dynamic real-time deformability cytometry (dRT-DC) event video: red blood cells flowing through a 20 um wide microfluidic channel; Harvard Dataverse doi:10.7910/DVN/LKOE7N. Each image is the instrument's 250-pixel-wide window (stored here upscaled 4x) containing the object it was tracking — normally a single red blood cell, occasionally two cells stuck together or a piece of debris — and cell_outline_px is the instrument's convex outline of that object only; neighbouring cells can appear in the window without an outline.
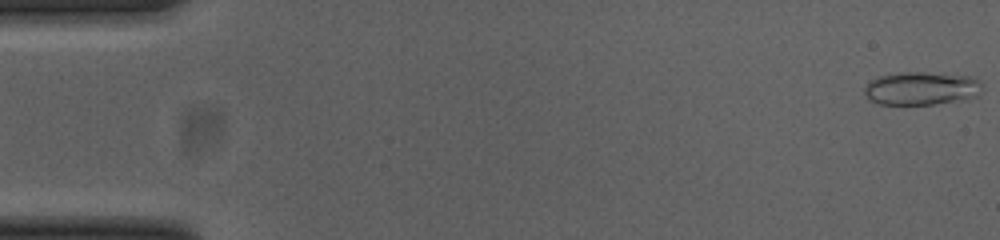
{"species": "common noctule bat (a hibernating species)", "species_latin": "Nyctalus noctula", "temperature_condition": "cold", "stored_images_in_passage": 52, "camera_frame_rate_fps": 3000, "um_per_image_px": 0.085, "animal": {"sex": "female", "body_mass_g": 23.0, "forearm_length_mm": 53.4}, "frame": {"image": 1, "passage_image": 1, "time_ms": 0.0, "image_size_px": [1000, 240], "cell_outline_px": [[984, 88], [976, 96], [960, 100], [932, 104], [880, 104], [868, 100], [864, 92], [864, 88], [872, 80], [880, 76], [900, 72], [924, 72], [972, 76]], "centroid_in_image_um": [78.31, 7.51], "position_along_channel_um": 6.7, "area_um2": 22.66}}
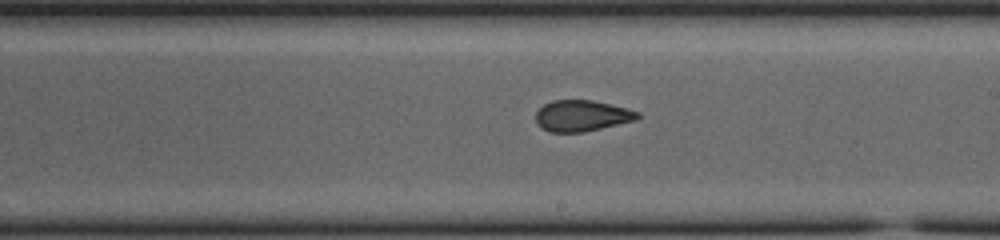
{"frame": {"image": 2, "passage_image": 30, "time_ms": 9.667, "image_size_px": [1000, 240], "cell_outline_px": [[640, 116], [636, 120], [584, 132], [548, 132], [540, 128], [536, 124], [536, 112], [544, 104], [552, 100], [592, 100], [628, 108], [640, 112]], "centroid_in_image_um": [49.44, 9.84], "position_along_channel_um": 239.6, "area_um2": 18.61}}
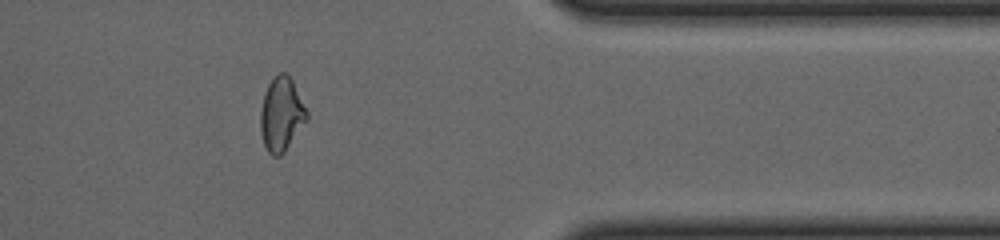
{"frame": {"image": 3, "passage_image": 43, "time_ms": 14.0, "image_size_px": [1000, 240], "cell_outline_px": [[308, 120], [284, 152], [280, 156], [272, 156], [268, 152], [264, 144], [260, 132], [260, 112], [264, 92], [268, 84], [280, 72], [284, 72], [292, 80], [308, 112]], "centroid_in_image_um": [23.92, 9.74], "position_along_channel_um": 387.5, "area_um2": 19.94}, "authors_computed_cell_mechanics": {"area_um2": 19.8832, "velocity_mm_per_s": 3.8714, "shape_relaxation_time_tau1_ms": null, "shape_relaxation_time_tau2_ms": 1.5694, "deformation_change_tau1": null, "deformation_change_tau2": 0.0864}}